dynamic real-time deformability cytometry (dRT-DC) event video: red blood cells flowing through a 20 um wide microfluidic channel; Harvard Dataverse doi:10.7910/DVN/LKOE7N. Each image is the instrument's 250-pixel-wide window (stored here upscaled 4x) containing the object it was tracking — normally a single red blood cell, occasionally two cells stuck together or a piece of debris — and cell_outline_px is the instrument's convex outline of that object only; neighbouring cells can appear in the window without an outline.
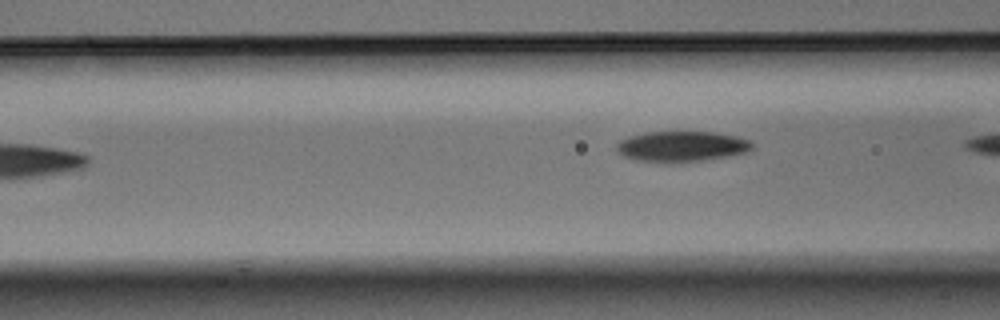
{"species": "Egyptian fruit bat (a non-hibernating species)", "species_latin": "Rousettus aegyptiacus", "temperature_condition": "warm", "stored_images_in_passage": 5, "camera_frame_rate_fps": 3000, "um_per_image_px": 0.085, "animal": {"sex": "male"}, "frame": {"image": 1, "passage_image": 5, "time_ms": 1.333, "image_size_px": [1000, 320], "cell_outline_px": [[752, 148], [744, 152], [704, 160], [680, 164], [660, 164], [636, 160], [624, 156], [616, 148], [616, 144], [620, 140], [628, 136], [644, 132], [676, 128], [712, 132], [736, 136], [752, 140]], "centroid_in_image_um": [57.87, 12.41], "position_along_channel_um": 108.7, "area_um2": 25.49}}